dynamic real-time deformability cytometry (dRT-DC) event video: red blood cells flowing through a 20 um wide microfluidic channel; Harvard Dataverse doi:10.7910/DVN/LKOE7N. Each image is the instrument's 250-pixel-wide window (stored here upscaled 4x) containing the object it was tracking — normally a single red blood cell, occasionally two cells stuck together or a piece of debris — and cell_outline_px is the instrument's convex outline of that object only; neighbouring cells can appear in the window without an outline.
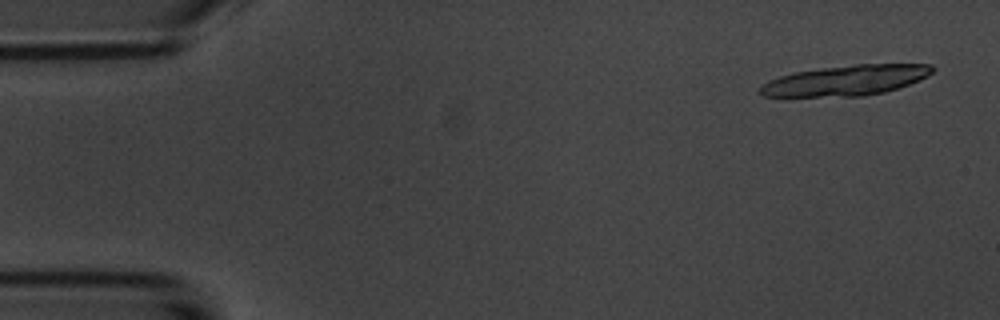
{"species": "common noctule bat (a hibernating species)", "species_latin": "Nyctalus noctula", "temperature_condition": "room temperature", "stored_images_in_passage": 3, "camera_frame_rate_fps": 3000, "um_per_image_px": 0.085, "animal": {"sex": "male", "body_mass_g": 20.1, "forearm_length_mm": 53.5}, "frame": {"image": 1, "passage_image": 1, "time_ms": 0.0, "image_size_px": [1000, 320], "cell_outline_px": [[936, 68], [928, 76], [908, 84], [884, 92], [864, 96], [764, 96], [756, 92], [768, 80], [780, 76], [796, 72], [820, 68], [856, 64], [932, 64]], "centroid_in_image_um": [71.91, 6.82], "position_along_channel_um": 13.1, "area_um2": 30.23}}